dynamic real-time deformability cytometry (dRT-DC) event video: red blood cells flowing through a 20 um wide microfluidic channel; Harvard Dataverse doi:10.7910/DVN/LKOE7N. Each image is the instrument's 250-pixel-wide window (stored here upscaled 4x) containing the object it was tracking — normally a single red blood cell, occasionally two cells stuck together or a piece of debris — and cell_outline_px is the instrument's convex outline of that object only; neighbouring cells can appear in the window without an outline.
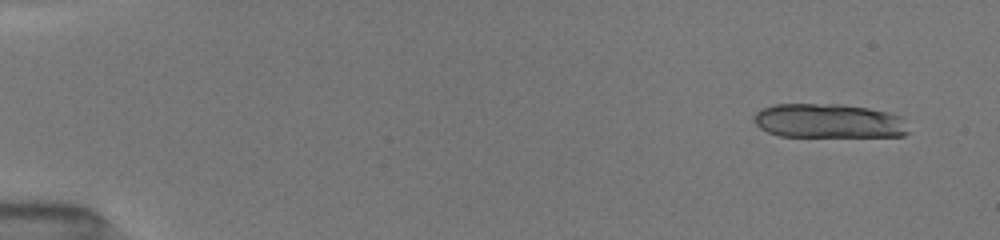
{"species": "common noctule bat (a hibernating species)", "species_latin": "Nyctalus noctula", "temperature_condition": "room temperature", "stored_images_in_passage": 34, "camera_frame_rate_fps": 3000, "um_per_image_px": 0.085, "animal": {"sex": "female", "body_mass_g": 19.5, "forearm_length_mm": 54.1}, "frame": {"image": 1, "passage_image": 2, "time_ms": 1.0, "image_size_px": [1000, 240], "cell_outline_px": [[908, 132], [904, 136], [780, 136], [768, 132], [760, 128], [756, 124], [756, 112], [760, 108], [776, 104], [840, 104], [868, 108], [888, 112], [900, 116]], "centroid_in_image_um": [70.41, 10.28], "position_along_channel_um": 14.6, "area_um2": 30.58}}
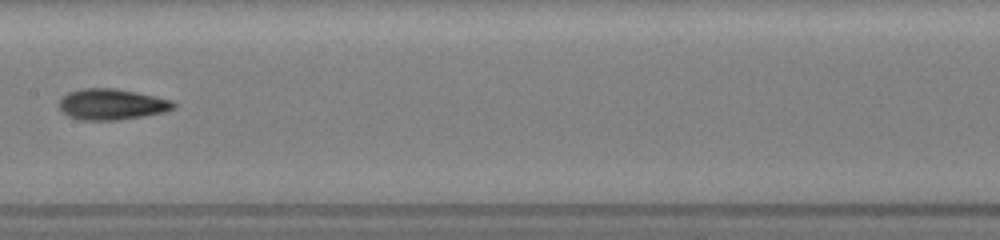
{"frame": {"image": 2, "passage_image": 17, "time_ms": 9.333, "image_size_px": [1000, 240], "cell_outline_px": [[176, 108], [164, 112], [144, 116], [120, 120], [80, 120], [68, 116], [60, 108], [60, 100], [68, 92], [84, 88], [112, 88], [136, 92], [156, 96], [172, 100], [176, 104]], "centroid_in_image_um": [9.53, 8.87], "position_along_channel_um": 197.9, "area_um2": 20.63}}
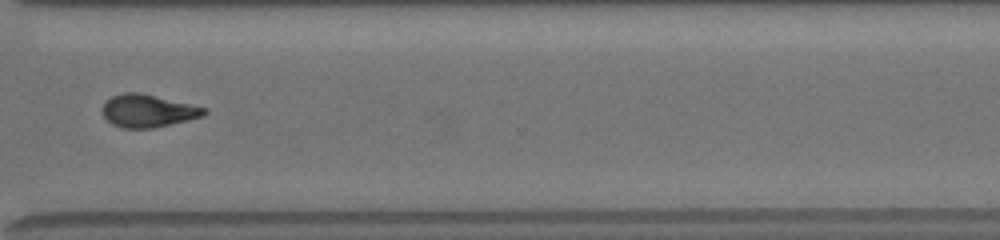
{"frame": {"image": 3, "passage_image": 28, "time_ms": 13.333, "image_size_px": [1000, 240], "cell_outline_px": [[208, 112], [204, 116], [152, 128], [120, 128], [112, 124], [104, 116], [100, 108], [104, 100], [112, 96], [124, 92], [140, 92], [208, 108]], "centroid_in_image_um": [12.54, 9.41], "position_along_channel_um": 358.1, "area_um2": 19.59}, "authors_computed_cell_mechanics": {"area_um2": 20.0277, "velocity_mm_per_s": 4.01, "shape_relaxation_time_tau1_ms": 3.8453, "shape_relaxation_time_tau2_ms": 3.1537, "deformation_change_tau1": 0.1567, "deformation_change_tau2": 0.0859}}